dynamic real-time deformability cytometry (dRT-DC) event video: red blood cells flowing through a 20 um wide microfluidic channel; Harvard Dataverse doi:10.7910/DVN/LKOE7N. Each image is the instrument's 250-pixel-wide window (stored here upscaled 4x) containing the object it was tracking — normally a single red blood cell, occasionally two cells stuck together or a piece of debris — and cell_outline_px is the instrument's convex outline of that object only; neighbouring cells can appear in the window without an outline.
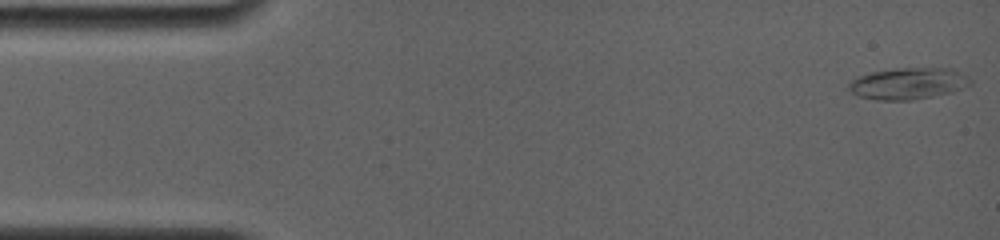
{"species": "common noctule bat (a hibernating species)", "species_latin": "Nyctalus noctula", "temperature_condition": "room temperature", "stored_images_in_passage": 6, "camera_frame_rate_fps": 4000, "um_per_image_px": 0.085, "animal": {"sex": "female", "body_mass_g": 19.0, "forearm_length_mm": 56.7}, "frame": {"image": 1, "passage_image": 1, "time_ms": 0.0, "image_size_px": [1000, 240], "cell_outline_px": [[972, 84], [952, 92], [912, 100], [876, 100], [860, 96], [852, 92], [848, 88], [848, 84], [852, 80], [860, 76], [872, 72], [896, 68], [948, 68], [960, 72], [972, 80]], "centroid_in_image_um": [77.21, 7.1], "position_along_channel_um": 7.8, "area_um2": 22.2}}
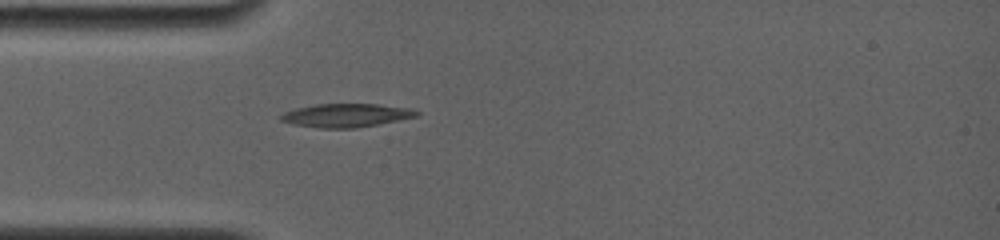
{"frame": {"image": 2, "passage_image": 6, "time_ms": 4.25, "image_size_px": [1000, 240], "cell_outline_px": [[420, 116], [356, 128], [320, 128], [292, 124], [280, 120], [280, 116], [284, 112], [296, 108], [316, 104], [376, 104], [412, 108], [420, 112]], "centroid_in_image_um": [29.45, 9.8], "position_along_channel_um": 55.6, "area_um2": 18.61}}